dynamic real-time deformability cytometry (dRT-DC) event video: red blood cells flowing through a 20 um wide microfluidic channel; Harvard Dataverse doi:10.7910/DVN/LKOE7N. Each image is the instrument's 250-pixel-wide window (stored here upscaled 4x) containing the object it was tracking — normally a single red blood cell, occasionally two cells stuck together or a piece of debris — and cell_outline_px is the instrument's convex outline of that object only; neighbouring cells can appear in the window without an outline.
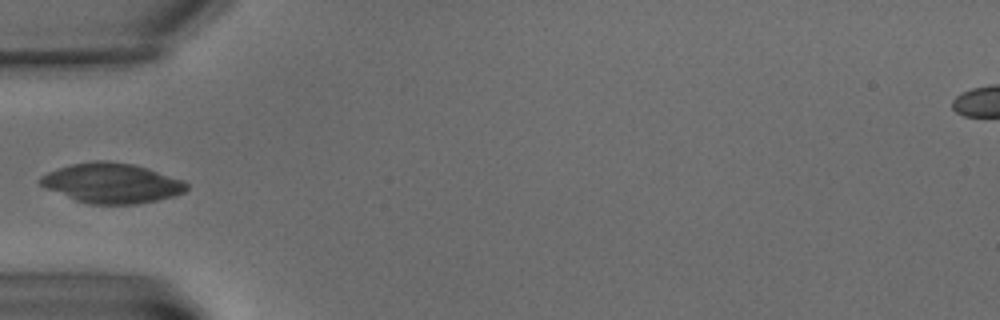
{"species": "common noctule bat (a hibernating species)", "species_latin": "Nyctalus noctula", "temperature_condition": "warm", "stored_images_in_passage": 9, "camera_frame_rate_fps": 3000, "um_per_image_px": 0.085, "animal": {"sex": "male", "body_mass_g": 15.6}, "frame": {"image": 1, "passage_image": 3, "time_ms": 3.333, "image_size_px": [1000, 320], "cell_outline_px": [[188, 188], [184, 192], [172, 196], [156, 200], [136, 204], [88, 204], [76, 200], [44, 188], [36, 180], [40, 176], [48, 172], [72, 164], [96, 160], [108, 160], [132, 164], [148, 168], [184, 180], [188, 184]], "centroid_in_image_um": [9.48, 15.56], "position_along_channel_um": 75.5, "area_um2": 34.04}}
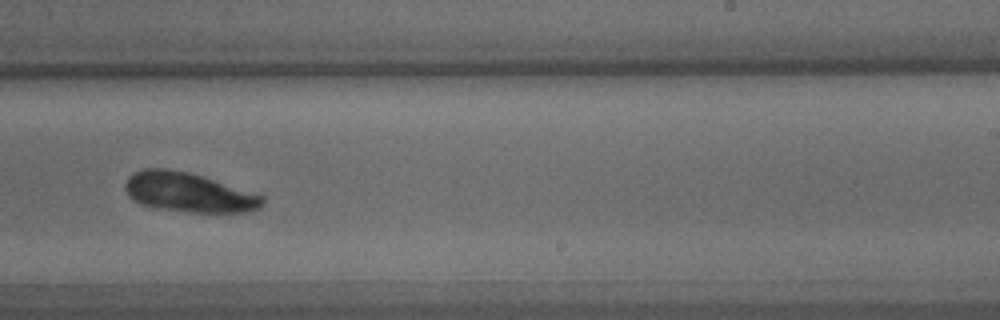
{"frame": {"image": 2, "passage_image": 9, "time_ms": 10.333, "image_size_px": [1000, 320], "cell_outline_px": [[264, 204], [260, 208], [244, 212], [192, 212], [156, 208], [140, 204], [128, 196], [124, 188], [124, 184], [128, 176], [144, 168], [164, 168], [188, 172], [264, 196]], "centroid_in_image_um": [15.99, 16.36], "position_along_channel_um": 273.0, "area_um2": 31.33}}